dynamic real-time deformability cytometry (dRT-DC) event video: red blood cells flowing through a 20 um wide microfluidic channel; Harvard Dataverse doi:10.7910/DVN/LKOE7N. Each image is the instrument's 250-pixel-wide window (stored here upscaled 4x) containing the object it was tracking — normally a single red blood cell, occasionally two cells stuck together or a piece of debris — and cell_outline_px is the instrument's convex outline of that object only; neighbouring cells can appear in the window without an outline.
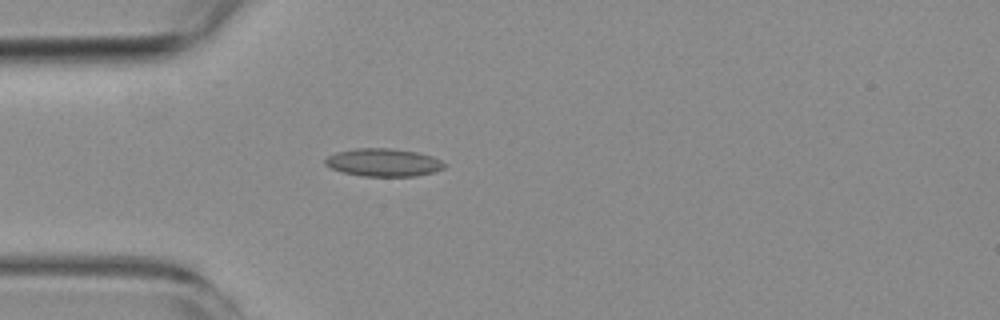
{"species": "common noctule bat (a hibernating species)", "species_latin": "Nyctalus noctula", "temperature_condition": "room temperature", "stored_images_in_passage": 4, "camera_frame_rate_fps": 3000, "um_per_image_px": 0.085, "animal": {"sex": "female", "body_mass_g": 19.3, "forearm_length_mm": 54.1}, "frame": {"image": 1, "passage_image": 4, "time_ms": 4.333, "image_size_px": [1000, 320], "cell_outline_px": [[448, 164], [444, 168], [432, 172], [416, 176], [360, 176], [344, 172], [332, 168], [324, 164], [324, 160], [328, 156], [336, 152], [356, 148], [392, 148], [416, 152], [432, 156]], "centroid_in_image_um": [32.6, 13.8], "position_along_channel_um": 52.4, "area_um2": 19.36}}